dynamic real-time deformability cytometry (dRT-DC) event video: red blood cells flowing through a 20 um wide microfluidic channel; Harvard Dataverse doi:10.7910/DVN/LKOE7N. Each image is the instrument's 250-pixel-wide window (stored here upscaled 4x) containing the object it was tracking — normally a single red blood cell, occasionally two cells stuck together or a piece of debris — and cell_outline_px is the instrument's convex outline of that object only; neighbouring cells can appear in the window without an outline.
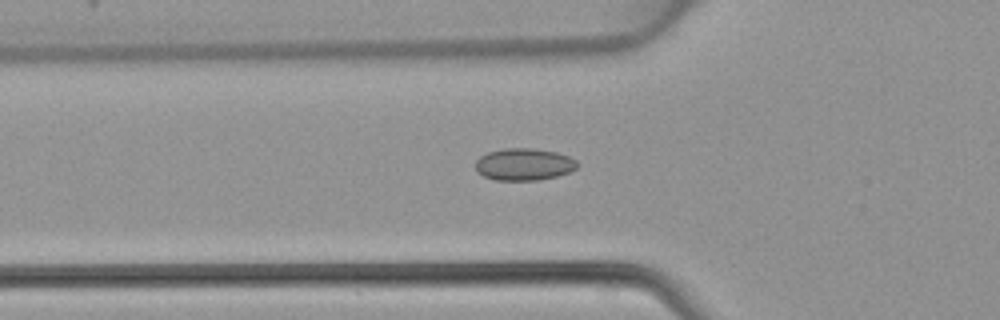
{"species": "common noctule bat (a hibernating species)", "species_latin": "Nyctalus noctula", "temperature_condition": "warm", "stored_images_in_passage": 31, "camera_frame_rate_fps": 3000, "um_per_image_px": 0.085, "animal": {"sex": "female", "body_mass_g": 22.7, "forearm_length_mm": 54.2}, "frame": {"image": 1, "passage_image": 6, "time_ms": 1.667, "image_size_px": [1000, 320], "cell_outline_px": [[576, 168], [568, 172], [556, 176], [536, 180], [496, 180], [484, 176], [476, 172], [476, 160], [480, 156], [488, 152], [504, 148], [532, 148], [556, 152], [568, 156], [576, 160]], "centroid_in_image_um": [44.5, 13.96], "position_along_channel_um": 81.3, "area_um2": 18.9}}
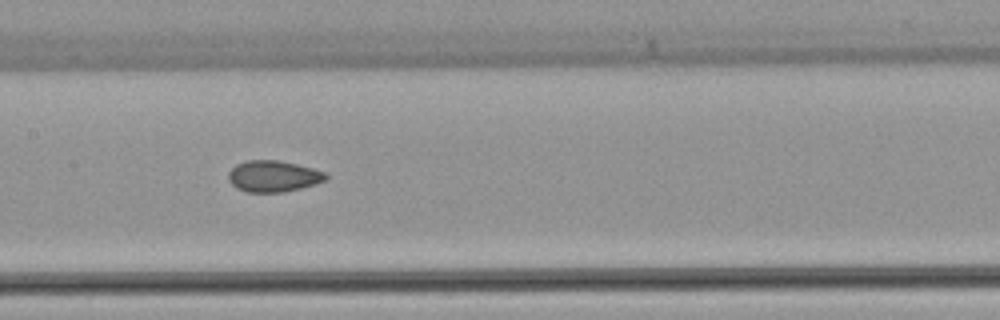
{"frame": {"image": 2, "passage_image": 13, "time_ms": 4.0, "image_size_px": [1000, 320], "cell_outline_px": [[328, 176], [324, 180], [300, 188], [280, 192], [248, 192], [236, 188], [228, 180], [228, 172], [236, 164], [248, 160], [280, 160], [312, 168], [324, 172]], "centroid_in_image_um": [23.18, 14.97], "position_along_channel_um": 184.2, "area_um2": 17.57}}
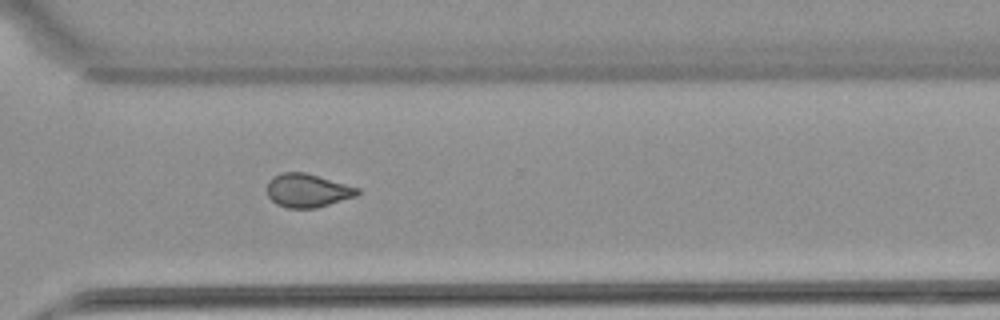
{"frame": {"image": 3, "passage_image": 24, "time_ms": 7.667, "image_size_px": [1000, 320], "cell_outline_px": [[360, 192], [356, 196], [316, 208], [288, 208], [276, 204], [268, 196], [268, 180], [272, 176], [284, 172], [304, 172], [360, 188]], "centroid_in_image_um": [26.13, 16.19], "position_along_channel_um": 344.5, "area_um2": 17.57}}